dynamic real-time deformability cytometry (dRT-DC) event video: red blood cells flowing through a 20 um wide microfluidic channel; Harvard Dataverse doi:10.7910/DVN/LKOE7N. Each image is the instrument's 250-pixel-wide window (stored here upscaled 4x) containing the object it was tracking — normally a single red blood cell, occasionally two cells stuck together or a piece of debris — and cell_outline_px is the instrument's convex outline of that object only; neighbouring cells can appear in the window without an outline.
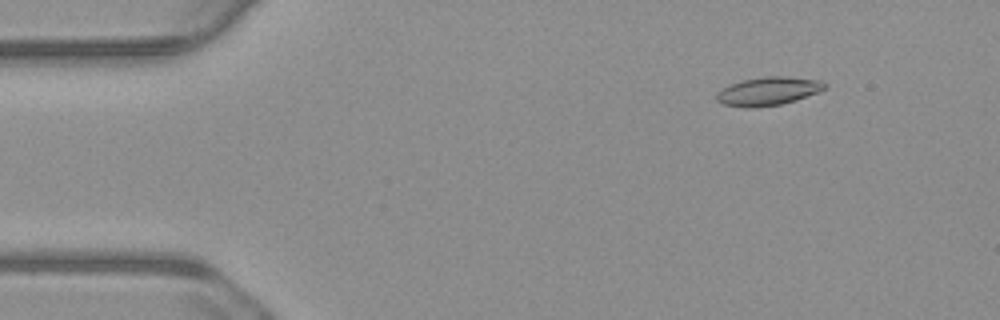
{"species": "common noctule bat (a hibernating species)", "species_latin": "Nyctalus noctula", "temperature_condition": "warm", "stored_images_in_passage": 54, "camera_frame_rate_fps": 3000, "um_per_image_px": 0.085, "animal": {"sex": "male", "body_mass_g": 23.1, "forearm_length_mm": 52.7}, "frame": {"image": 1, "passage_image": 7, "time_ms": 2.0, "image_size_px": [1000, 320], "cell_outline_px": [[828, 88], [820, 92], [796, 100], [780, 104], [748, 108], [724, 104], [716, 100], [716, 96], [728, 84], [740, 80], [768, 76], [788, 76], [820, 80], [828, 84]], "centroid_in_image_um": [65.36, 7.73], "position_along_channel_um": 19.6, "area_um2": 17.98}}
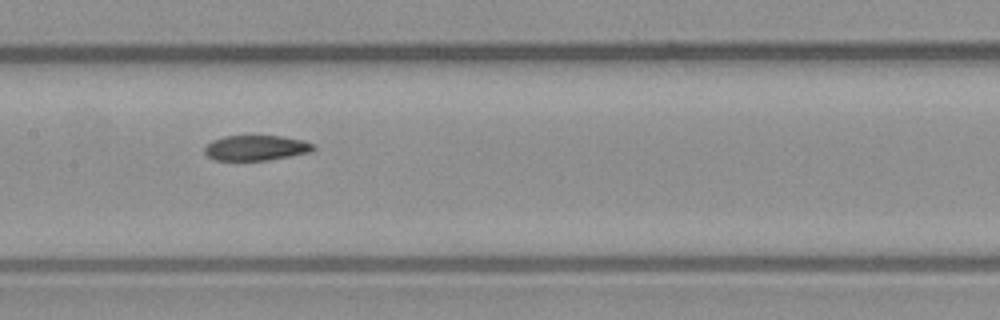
{"frame": {"image": 2, "passage_image": 27, "time_ms": 8.667, "image_size_px": [1000, 320], "cell_outline_px": [[316, 148], [312, 152], [268, 160], [216, 160], [208, 156], [204, 152], [204, 148], [212, 140], [224, 136], [280, 136], [304, 140], [316, 144]], "centroid_in_image_um": [21.81, 12.56], "position_along_channel_um": 185.6, "area_um2": 16.07}}
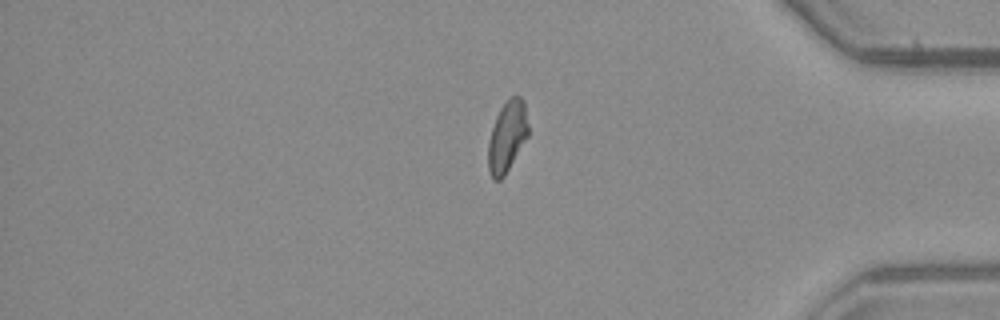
{"frame": {"image": 3, "passage_image": 46, "time_ms": 15.0, "image_size_px": [1000, 320], "cell_outline_px": [[528, 136], [504, 176], [500, 180], [492, 180], [488, 172], [488, 140], [496, 116], [500, 108], [512, 96], [520, 96], [524, 100], [528, 124]], "centroid_in_image_um": [43.09, 11.62], "position_along_channel_um": 392.1, "area_um2": 16.59}, "authors_computed_cell_mechanics": {"area_um2": 17.1377, "velocity_mm_per_s": 3.7375, "shape_relaxation_time_tau1_ms": null, "shape_relaxation_time_tau2_ms": 6.839, "deformation_change_tau1": null, "deformation_change_tau2": 0.1396}}